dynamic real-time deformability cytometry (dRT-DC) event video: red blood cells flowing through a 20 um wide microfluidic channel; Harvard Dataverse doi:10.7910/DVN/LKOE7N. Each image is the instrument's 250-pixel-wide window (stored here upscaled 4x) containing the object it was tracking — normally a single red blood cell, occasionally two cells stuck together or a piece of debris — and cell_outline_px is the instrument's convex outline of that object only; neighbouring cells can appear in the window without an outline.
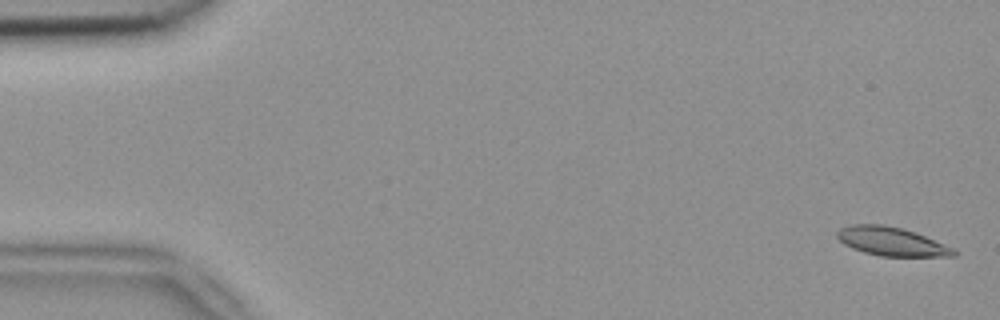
{"species": "common noctule bat (a hibernating species)", "species_latin": "Nyctalus noctula", "temperature_condition": "room temperature", "stored_images_in_passage": 4, "camera_frame_rate_fps": 3000, "um_per_image_px": 0.085, "animal": {"sex": "female", "body_mass_g": 18.4}, "frame": {"image": 1, "passage_image": 1, "time_ms": 0.0, "image_size_px": [1000, 320], "cell_outline_px": [[960, 252], [956, 256], [880, 256], [864, 252], [852, 248], [844, 244], [836, 236], [836, 232], [840, 228], [852, 224], [884, 224], [900, 228], [924, 236], [956, 248]], "centroid_in_image_um": [75.8, 20.53], "position_along_channel_um": 9.2, "area_um2": 19.48}}
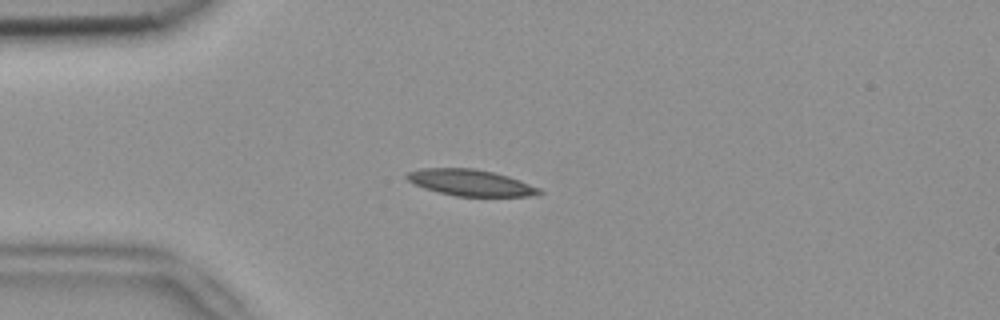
{"frame": {"image": 2, "passage_image": 4, "time_ms": 1.0, "image_size_px": [1000, 320], "cell_outline_px": [[544, 192], [528, 196], [456, 196], [424, 188], [408, 180], [404, 176], [408, 172], [420, 168], [472, 168], [492, 172], [508, 176], [520, 180], [540, 188]], "centroid_in_image_um": [39.99, 15.52], "position_along_channel_um": 45.0, "area_um2": 20.11}}